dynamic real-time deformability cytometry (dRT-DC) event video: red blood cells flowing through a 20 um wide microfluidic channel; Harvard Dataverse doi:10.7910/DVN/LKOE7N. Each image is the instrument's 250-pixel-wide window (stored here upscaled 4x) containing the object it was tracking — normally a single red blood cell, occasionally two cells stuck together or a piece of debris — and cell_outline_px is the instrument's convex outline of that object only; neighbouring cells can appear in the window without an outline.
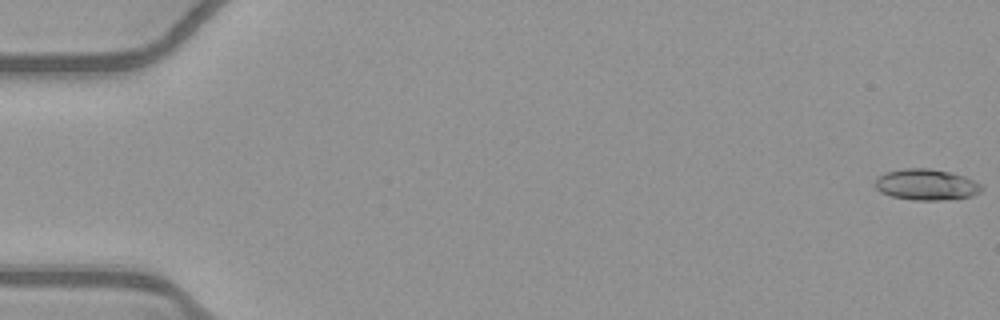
{"species": "common noctule bat (a hibernating species)", "species_latin": "Nyctalus noctula", "temperature_condition": "warm", "stored_images_in_passage": 53, "camera_frame_rate_fps": 3000, "um_per_image_px": 0.085, "animal": {"sex": "female", "body_mass_g": 21.9}, "frame": {"image": 1, "passage_image": 1, "time_ms": 0.0, "image_size_px": [1000, 320], "cell_outline_px": [[984, 188], [980, 192], [972, 196], [940, 200], [912, 200], [892, 196], [880, 192], [876, 188], [876, 180], [884, 172], [904, 168], [928, 168], [948, 172], [964, 176], [980, 184]], "centroid_in_image_um": [78.73, 15.69], "position_along_channel_um": 6.3, "area_um2": 19.13}}
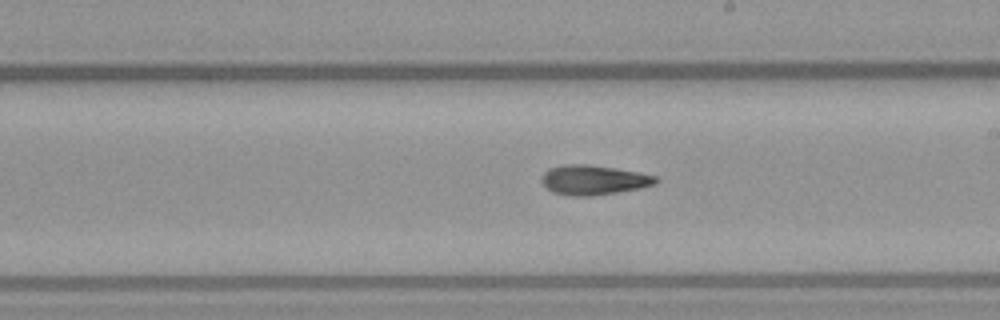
{"frame": {"image": 2, "passage_image": 31, "time_ms": 10.0, "image_size_px": [1000, 320], "cell_outline_px": [[660, 180], [656, 184], [640, 188], [592, 196], [572, 196], [552, 192], [540, 180], [540, 176], [548, 168], [564, 164], [588, 164], [616, 168], [656, 176]], "centroid_in_image_um": [50.43, 15.29], "position_along_channel_um": 238.6, "area_um2": 19.83}}
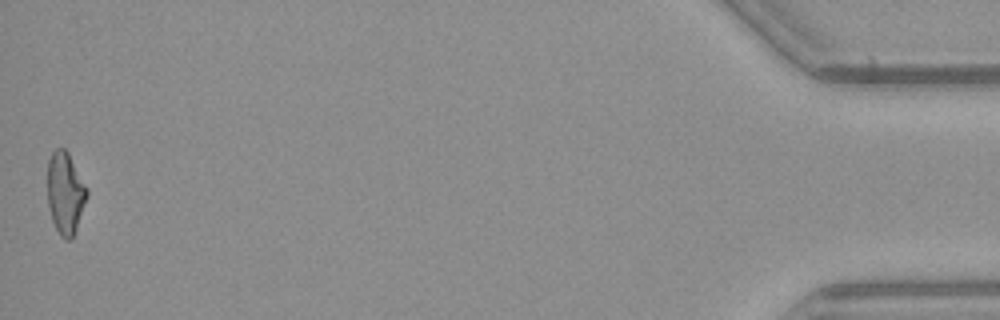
{"frame": {"image": 3, "passage_image": 53, "time_ms": 17.333, "image_size_px": [1000, 320], "cell_outline_px": [[88, 196], [76, 228], [72, 236], [68, 240], [64, 240], [60, 236], [52, 220], [48, 204], [48, 160], [52, 152], [56, 148], [64, 148], [68, 152], [88, 188]], "centroid_in_image_um": [5.56, 16.38], "position_along_channel_um": 429.6, "area_um2": 18.79}, "authors_computed_cell_mechanics": {"area_um2": 19.0162, "velocity_mm_per_s": 3.9512, "shape_relaxation_time_tau1_ms": null, "shape_relaxation_time_tau2_ms": 8.5348, "deformation_change_tau1": null, "deformation_change_tau2": 0.2223}}